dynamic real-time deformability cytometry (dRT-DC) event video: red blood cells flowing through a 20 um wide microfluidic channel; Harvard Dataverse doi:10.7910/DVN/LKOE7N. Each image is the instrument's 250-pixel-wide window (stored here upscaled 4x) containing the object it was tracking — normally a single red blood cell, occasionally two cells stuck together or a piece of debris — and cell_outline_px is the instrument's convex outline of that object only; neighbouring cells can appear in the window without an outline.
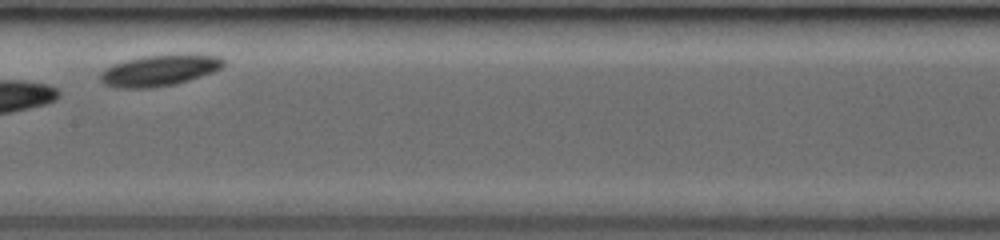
{"species": "common noctule bat (a hibernating species)", "species_latin": "Nyctalus noctula", "temperature_condition": "room temperature", "stored_images_in_passage": 14, "camera_frame_rate_fps": 3000, "um_per_image_px": 0.085, "animal": {"sex": "female", "body_mass_g": 19.0, "forearm_length_mm": 53.3}, "frame": {"image": 1, "passage_image": 7, "time_ms": 4.667, "image_size_px": [1000, 240], "cell_outline_px": [[224, 64], [220, 68], [212, 72], [176, 84], [148, 88], [116, 88], [104, 84], [100, 80], [100, 72], [112, 64], [124, 60], [140, 56], [220, 56], [224, 60]], "centroid_in_image_um": [13.45, 6.01], "position_along_channel_um": 194.0, "area_um2": 21.79}}